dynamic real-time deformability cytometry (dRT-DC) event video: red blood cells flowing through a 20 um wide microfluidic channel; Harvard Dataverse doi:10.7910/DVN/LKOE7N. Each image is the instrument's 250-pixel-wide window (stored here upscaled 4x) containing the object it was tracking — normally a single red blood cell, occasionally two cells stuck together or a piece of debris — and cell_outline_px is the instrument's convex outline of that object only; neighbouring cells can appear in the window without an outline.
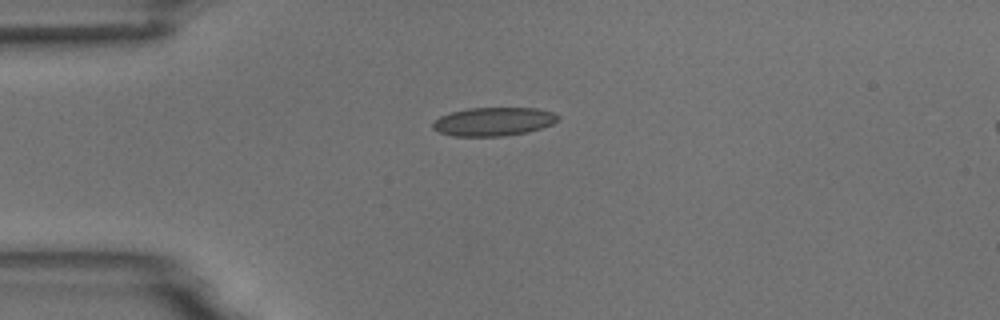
{"species": "common noctule bat (a hibernating species)", "species_latin": "Nyctalus noctula", "temperature_condition": "room temperature", "stored_images_in_passage": 4, "camera_frame_rate_fps": 3000, "um_per_image_px": 0.085, "animal": {"sex": "male", "body_mass_g": 18.8}, "frame": {"image": 1, "passage_image": 4, "time_ms": 3.333, "image_size_px": [1000, 320], "cell_outline_px": [[560, 116], [552, 124], [528, 132], [504, 136], [452, 136], [440, 132], [432, 128], [432, 124], [440, 116], [452, 112], [468, 108], [536, 108], [552, 112]], "centroid_in_image_um": [41.94, 10.34], "position_along_channel_um": 43.1, "area_um2": 20.69}}